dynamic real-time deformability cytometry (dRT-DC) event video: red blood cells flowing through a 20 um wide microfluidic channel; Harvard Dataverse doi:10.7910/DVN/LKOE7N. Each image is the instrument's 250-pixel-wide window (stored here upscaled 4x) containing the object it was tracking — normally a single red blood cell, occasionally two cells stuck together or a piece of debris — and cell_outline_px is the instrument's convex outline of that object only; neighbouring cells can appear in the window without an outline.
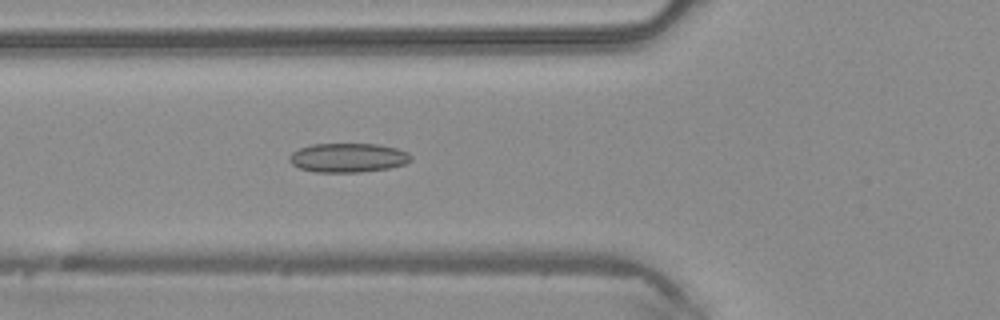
{"species": "common noctule bat (a hibernating species)", "species_latin": "Nyctalus noctula", "temperature_condition": "warm", "stored_images_in_passage": 43, "camera_frame_rate_fps": 3000, "um_per_image_px": 0.085, "animal": {"sex": "male", "body_mass_g": 20.4}, "frame": {"image": 1, "passage_image": 13, "time_ms": 4.0, "image_size_px": [1000, 320], "cell_outline_px": [[412, 160], [404, 164], [388, 168], [360, 172], [316, 172], [300, 168], [292, 164], [288, 160], [288, 156], [292, 152], [300, 148], [312, 144], [376, 144], [396, 148], [408, 152], [412, 156]], "centroid_in_image_um": [29.57, 13.4], "position_along_channel_um": 96.2, "area_um2": 20.63}}
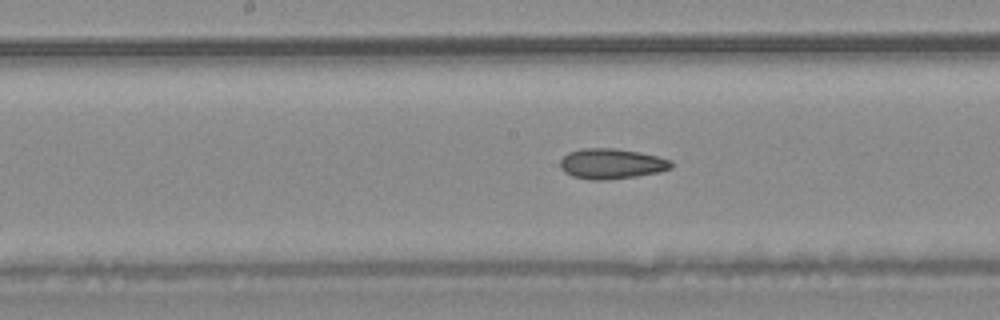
{"frame": {"image": 2, "passage_image": 20, "time_ms": 6.333, "image_size_px": [1000, 320], "cell_outline_px": [[672, 168], [660, 172], [636, 176], [604, 180], [588, 180], [572, 176], [564, 172], [560, 168], [560, 160], [568, 152], [584, 148], [616, 148], [640, 152], [672, 160]], "centroid_in_image_um": [51.97, 13.92], "position_along_channel_um": 196.2, "area_um2": 19.77}}
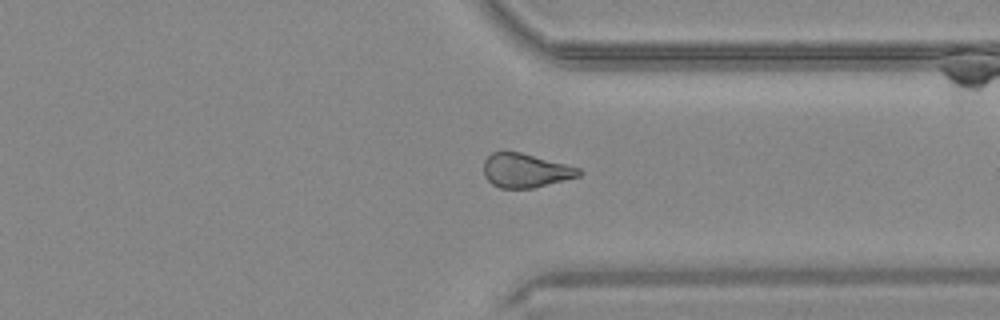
{"frame": {"image": 3, "passage_image": 32, "time_ms": 10.333, "image_size_px": [1000, 320], "cell_outline_px": [[584, 172], [580, 176], [532, 188], [500, 188], [492, 184], [484, 176], [484, 160], [492, 152], [504, 148], [520, 152], [580, 168]], "centroid_in_image_um": [44.63, 14.46], "position_along_channel_um": 366.8, "area_um2": 19.13}, "authors_computed_cell_mechanics": {"area_um2": 19.8254, "velocity_mm_per_s": 4.2528, "shape_relaxation_time_tau1_ms": null, "shape_relaxation_time_tau2_ms": 4.9697, "deformation_change_tau1": null, "deformation_change_tau2": 0.1268}}